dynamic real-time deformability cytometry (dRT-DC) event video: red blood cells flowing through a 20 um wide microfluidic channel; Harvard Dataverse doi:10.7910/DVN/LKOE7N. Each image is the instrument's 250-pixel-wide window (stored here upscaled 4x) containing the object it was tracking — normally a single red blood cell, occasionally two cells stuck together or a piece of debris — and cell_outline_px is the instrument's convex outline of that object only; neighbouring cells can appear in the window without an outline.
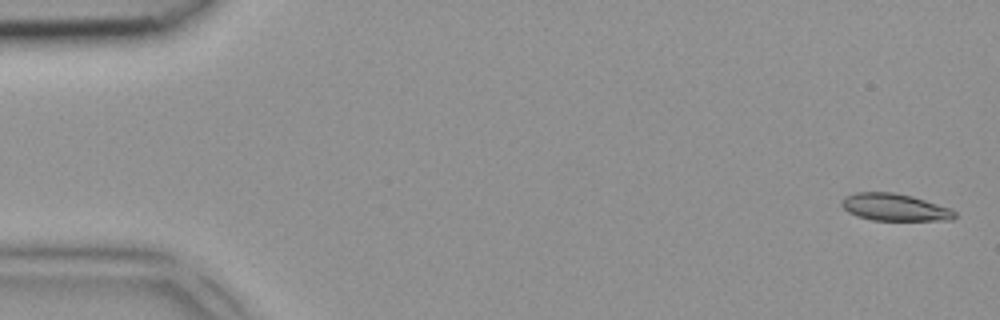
{"species": "common noctule bat (a hibernating species)", "species_latin": "Nyctalus noctula", "temperature_condition": "room temperature", "stored_images_in_passage": 5, "camera_frame_rate_fps": 3000, "um_per_image_px": 0.085, "animal": {"sex": "female", "body_mass_g": 18.4}, "frame": {"image": 1, "passage_image": 1, "time_ms": 0.0, "image_size_px": [1000, 320], "cell_outline_px": [[956, 216], [952, 220], [872, 220], [856, 216], [848, 212], [840, 204], [840, 200], [844, 196], [856, 192], [892, 192], [912, 196], [952, 208], [956, 212]], "centroid_in_image_um": [76.03, 17.61], "position_along_channel_um": 9.0, "area_um2": 18.09}}